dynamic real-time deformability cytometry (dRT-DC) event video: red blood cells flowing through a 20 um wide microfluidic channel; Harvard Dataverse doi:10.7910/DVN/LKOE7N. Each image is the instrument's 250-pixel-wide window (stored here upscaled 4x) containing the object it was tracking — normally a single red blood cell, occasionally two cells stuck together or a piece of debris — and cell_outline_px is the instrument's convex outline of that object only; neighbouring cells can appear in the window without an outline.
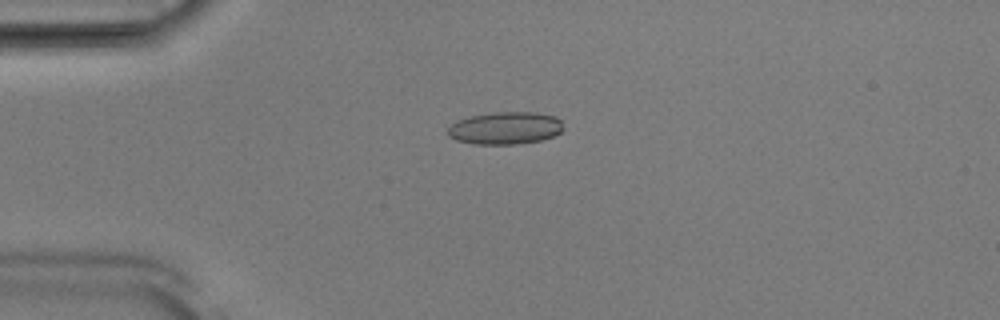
{"species": "Egyptian fruit bat (a non-hibernating species)", "species_latin": "Rousettus aegyptiacus", "temperature_condition": "room temperature", "stored_images_in_passage": 52, "camera_frame_rate_fps": 3000, "um_per_image_px": 0.085, "animal": {"sex": "male"}, "frame": {"image": 1, "passage_image": 13, "time_ms": 4.0, "image_size_px": [1000, 320], "cell_outline_px": [[564, 128], [560, 132], [552, 136], [540, 140], [516, 144], [472, 144], [456, 140], [448, 136], [448, 128], [456, 120], [472, 116], [496, 112], [536, 112], [556, 116], [560, 120]], "centroid_in_image_um": [42.94, 10.88], "position_along_channel_um": 42.1, "area_um2": 21.85}}
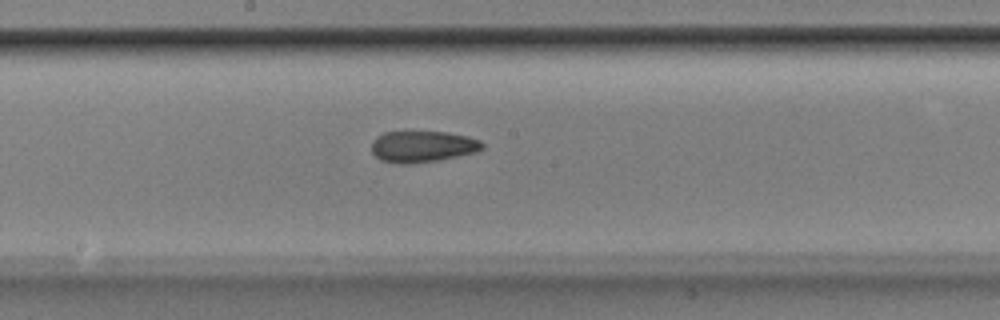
{"frame": {"image": 2, "passage_image": 28, "time_ms": 9.0, "image_size_px": [1000, 320], "cell_outline_px": [[484, 148], [476, 152], [440, 160], [412, 164], [400, 164], [380, 160], [372, 152], [372, 140], [376, 136], [384, 132], [448, 132], [468, 136], [480, 140], [484, 144]], "centroid_in_image_um": [35.92, 12.46], "position_along_channel_um": 212.3, "area_um2": 20.46}}
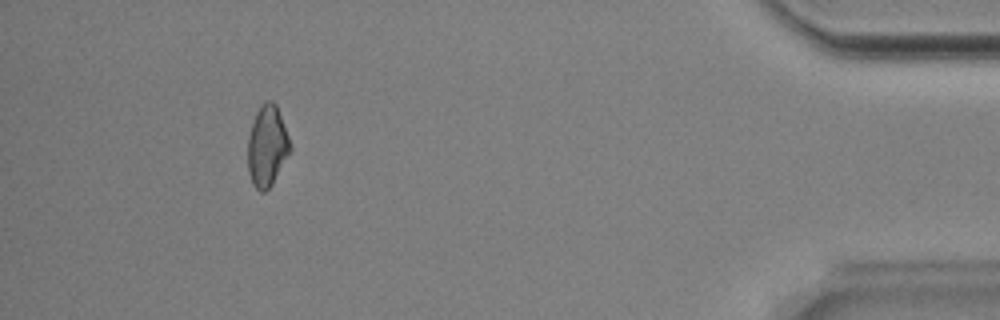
{"frame": {"image": 3, "passage_image": 48, "time_ms": 15.667, "image_size_px": [1000, 320], "cell_outline_px": [[292, 148], [272, 184], [264, 192], [260, 192], [252, 184], [248, 172], [248, 136], [256, 112], [264, 100], [272, 100], [276, 104], [288, 136]], "centroid_in_image_um": [22.69, 12.41], "position_along_channel_um": 412.5, "area_um2": 19.88}, "authors_computed_cell_mechanics": {"area_um2": 20.2011, "velocity_mm_per_s": 3.9075, "shape_relaxation_time_tau1_ms": 6.4239, "shape_relaxation_time_tau2_ms": 3.8278, "deformation_change_tau1": 0.1204, "deformation_change_tau2": 0.0998}}